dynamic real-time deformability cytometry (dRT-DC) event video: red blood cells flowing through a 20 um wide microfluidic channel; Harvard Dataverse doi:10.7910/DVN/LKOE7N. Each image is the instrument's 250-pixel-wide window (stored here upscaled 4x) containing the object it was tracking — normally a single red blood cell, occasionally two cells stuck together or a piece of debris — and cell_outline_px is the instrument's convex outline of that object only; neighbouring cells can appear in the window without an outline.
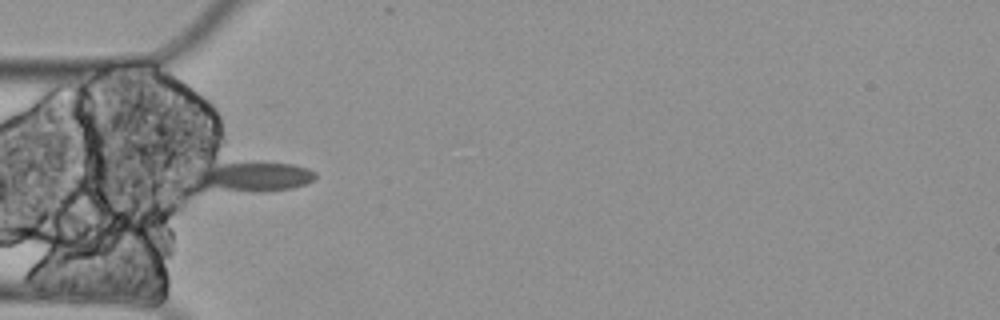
{"species": "Egyptian fruit bat (a non-hibernating species)", "species_latin": "Rousettus aegyptiacus", "temperature_condition": "cold", "stored_images_in_passage": 6, "camera_frame_rate_fps": 3000, "um_per_image_px": 0.085, "animal": {"sex": "female"}, "frame": {"image": 1, "passage_image": 1, "time_ms": 0.0, "image_size_px": [1000, 320], "cell_outline_px": [[316, 176], [312, 180], [304, 184], [292, 188], [264, 192], [252, 192], [200, 188], [192, 176], [192, 172], [204, 168], [220, 164], [292, 164], [308, 168], [316, 172]], "centroid_in_image_um": [21.5, 15.06], "position_along_channel_um": 63.5, "area_um2": 20.52}}
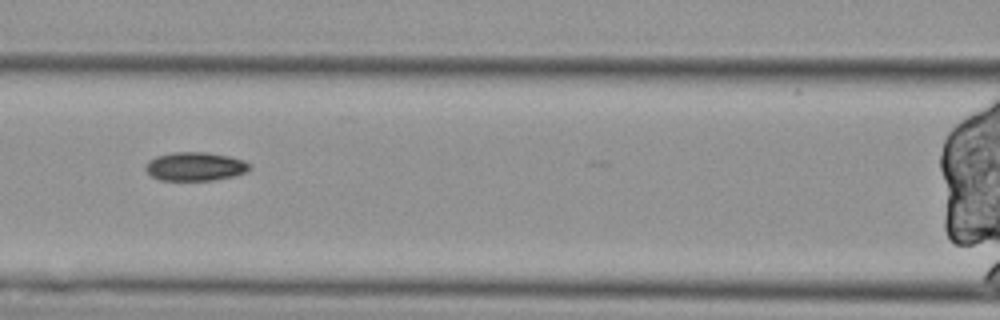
{"frame": {"image": 2, "passage_image": 3, "time_ms": 0.667, "image_size_px": [1000, 320], "cell_outline_px": [[252, 168], [248, 172], [236, 176], [212, 180], [160, 180], [152, 176], [144, 168], [144, 164], [148, 160], [156, 156], [172, 152], [208, 152], [228, 156], [244, 160], [252, 164]], "centroid_in_image_um": [16.62, 14.14], "position_along_channel_um": 150.0, "area_um2": 17.69}}
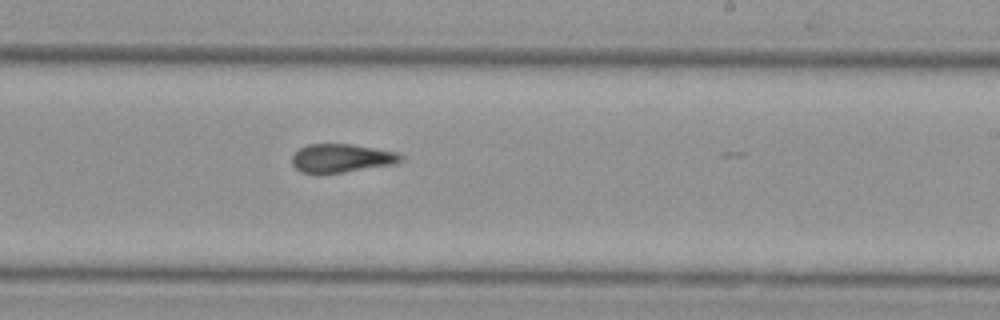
{"frame": {"image": 3, "passage_image": 6, "time_ms": 1.667, "image_size_px": [1000, 320], "cell_outline_px": [[400, 160], [396, 164], [344, 172], [300, 172], [292, 164], [292, 156], [300, 148], [308, 144], [352, 144], [396, 152], [400, 156]], "centroid_in_image_um": [29.01, 13.43], "position_along_channel_um": 260.0, "area_um2": 17.69}}